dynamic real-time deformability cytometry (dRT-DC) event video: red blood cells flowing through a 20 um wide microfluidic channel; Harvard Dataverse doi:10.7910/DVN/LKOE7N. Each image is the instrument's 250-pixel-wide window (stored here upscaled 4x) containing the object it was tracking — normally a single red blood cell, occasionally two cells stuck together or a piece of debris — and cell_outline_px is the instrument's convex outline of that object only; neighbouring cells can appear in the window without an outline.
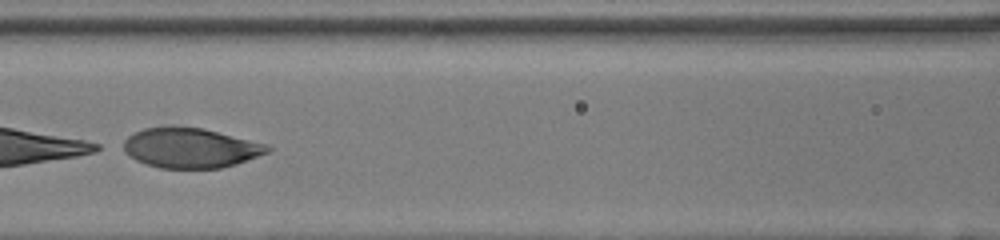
{"species": "human", "species_latin": "Homo sapiens", "temperature_condition": "room temperature", "stored_images_in_passage": 41, "segment_of_instrument_passage": [2, 2], "camera_frame_rate_fps": 3000, "um_per_image_px": 0.085, "donor": {"sex": "female"}, "frame": {"image": 1, "passage_image": 18, "time_ms": 5.667, "image_size_px": [1000, 240], "cell_outline_px": [[272, 148], [268, 152], [236, 164], [220, 168], [160, 168], [144, 164], [136, 160], [124, 152], [124, 140], [128, 136], [144, 128], [204, 128], [268, 144]], "centroid_in_image_um": [16.21, 12.59], "position_along_channel_um": 150.4, "area_um2": 33.12}}
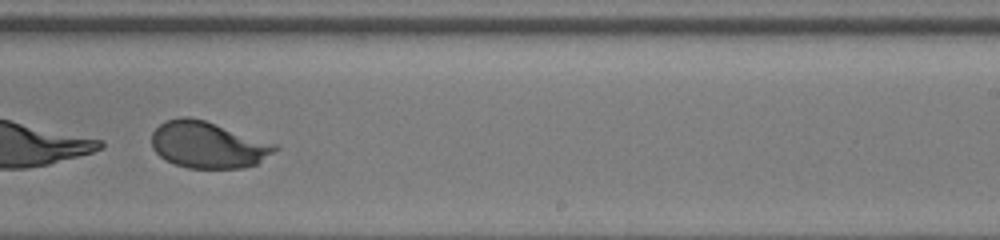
{"frame": {"image": 2, "passage_image": 27, "time_ms": 8.667, "image_size_px": [1000, 240], "cell_outline_px": [[280, 148], [256, 164], [244, 168], [188, 168], [164, 160], [152, 148], [152, 132], [160, 124], [168, 120], [180, 116], [188, 116], [204, 120], [280, 144]], "centroid_in_image_um": [17.71, 12.31], "position_along_channel_um": 271.3, "area_um2": 33.7}}
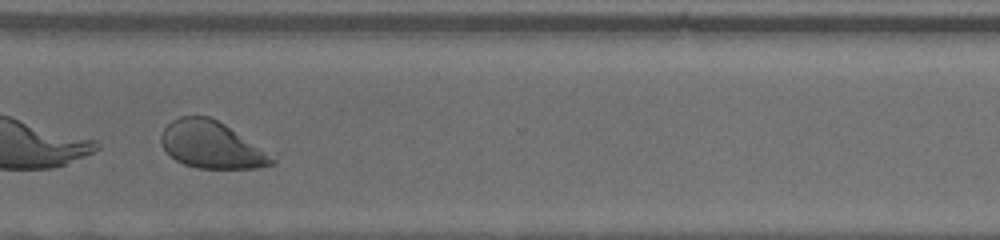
{"frame": {"image": 3, "passage_image": 33, "time_ms": 10.667, "image_size_px": [1000, 240], "cell_outline_px": [[280, 152], [276, 164], [256, 168], [196, 168], [184, 164], [176, 160], [160, 144], [160, 136], [164, 128], [172, 120], [180, 116], [208, 116]], "centroid_in_image_um": [18.18, 12.32], "position_along_channel_um": 352.4, "area_um2": 31.73}}